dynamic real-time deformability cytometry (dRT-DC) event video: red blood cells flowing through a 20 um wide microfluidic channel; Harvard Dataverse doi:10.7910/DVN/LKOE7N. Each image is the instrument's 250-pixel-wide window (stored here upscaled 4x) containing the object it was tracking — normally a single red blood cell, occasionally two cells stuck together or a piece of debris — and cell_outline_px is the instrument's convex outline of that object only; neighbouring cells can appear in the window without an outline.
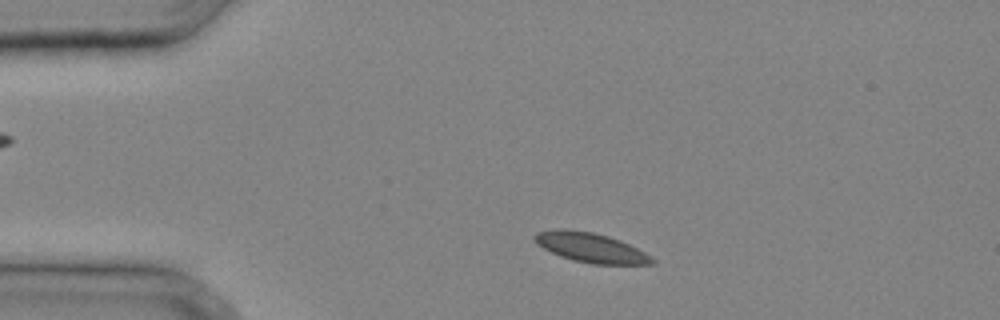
{"species": "common noctule bat (a hibernating species)", "species_latin": "Nyctalus noctula", "temperature_condition": "cold", "stored_images_in_passage": 30, "camera_frame_rate_fps": 3000, "um_per_image_px": 0.085, "animal": {"sex": "male", "body_mass_g": 20.4}, "frame": {"image": 1, "passage_image": 3, "time_ms": 0.667, "image_size_px": [1000, 320], "cell_outline_px": [[656, 260], [652, 264], [592, 264], [572, 260], [560, 256], [536, 244], [532, 236], [536, 232], [560, 228], [564, 228], [592, 232], [608, 236], [620, 240], [652, 256]], "centroid_in_image_um": [50.18, 21.04], "position_along_channel_um": 34.8, "area_um2": 20.29}}
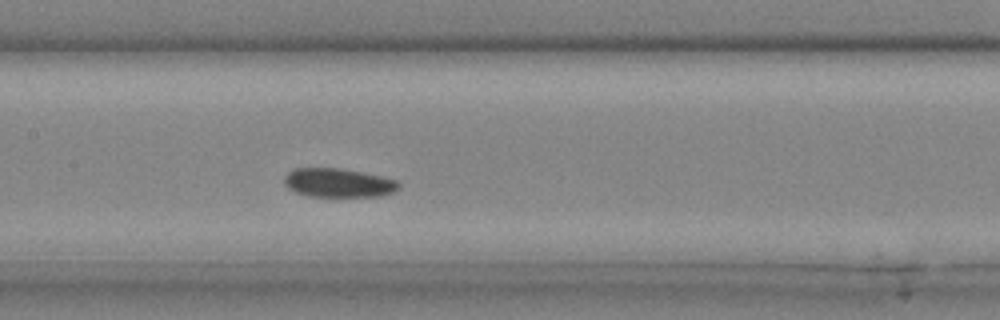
{"frame": {"image": 2, "passage_image": 13, "time_ms": 4.0, "image_size_px": [1000, 320], "cell_outline_px": [[400, 188], [392, 192], [380, 196], [308, 196], [296, 192], [288, 188], [284, 184], [284, 176], [288, 172], [296, 168], [340, 168], [380, 176], [396, 180], [400, 184]], "centroid_in_image_um": [28.74, 15.54], "position_along_channel_um": 178.7, "area_um2": 19.13}}
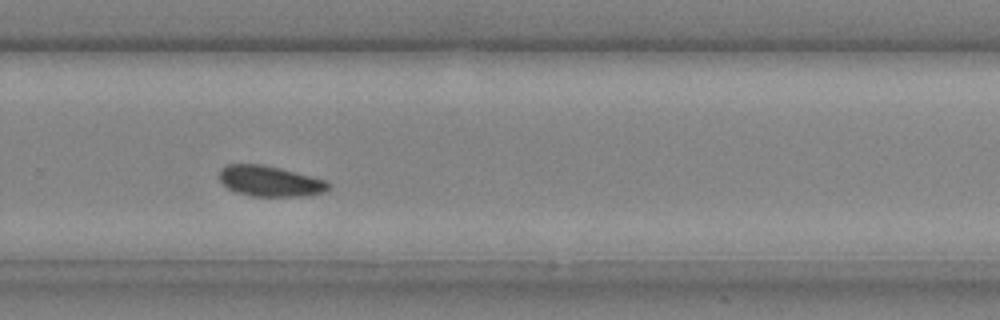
{"frame": {"image": 3, "passage_image": 20, "time_ms": 6.333, "image_size_px": [1000, 320], "cell_outline_px": [[332, 188], [324, 192], [304, 196], [252, 196], [236, 192], [228, 188], [220, 180], [220, 168], [228, 164], [264, 164], [328, 180], [332, 184]], "centroid_in_image_um": [23.0, 15.39], "position_along_channel_um": 306.8, "area_um2": 19.65}}